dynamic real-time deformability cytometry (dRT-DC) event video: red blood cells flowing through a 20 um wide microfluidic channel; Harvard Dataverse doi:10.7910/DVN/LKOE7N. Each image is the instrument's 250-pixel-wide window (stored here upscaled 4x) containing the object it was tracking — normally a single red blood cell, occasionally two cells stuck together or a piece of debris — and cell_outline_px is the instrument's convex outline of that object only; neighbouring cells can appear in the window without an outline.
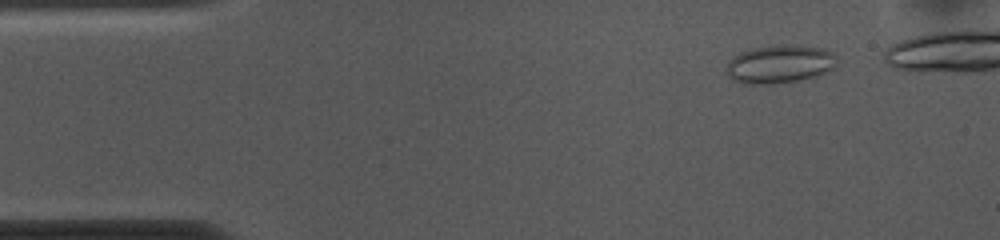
{"species": "common noctule bat (a hibernating species)", "species_latin": "Nyctalus noctula", "temperature_condition": "cold", "stored_images_in_passage": 45, "camera_frame_rate_fps": 3000, "um_per_image_px": 0.085, "animal": {"sex": "female", "body_mass_g": 10.0, "forearm_length_mm": 53.1}, "frame": {"image": 1, "passage_image": 4, "time_ms": 1.0, "image_size_px": [1000, 240], "cell_outline_px": [[836, 68], [820, 76], [796, 80], [764, 84], [744, 84], [732, 80], [724, 72], [724, 68], [728, 60], [732, 56], [740, 52], [752, 48], [780, 44], [792, 44], [824, 48], [832, 52], [836, 56]], "centroid_in_image_um": [66.25, 5.44], "position_along_channel_um": 18.7, "area_um2": 25.26}}
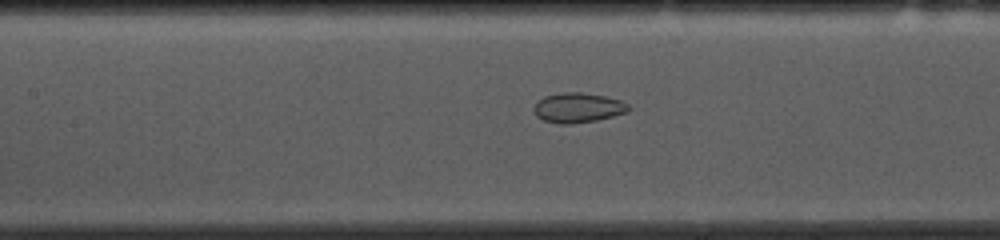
{"frame": {"image": 2, "passage_image": 21, "time_ms": 6.667, "image_size_px": [1000, 240], "cell_outline_px": [[632, 108], [628, 112], [596, 120], [572, 124], [560, 124], [544, 120], [536, 116], [532, 108], [544, 96], [560, 92], [580, 92], [604, 96], [620, 100], [628, 104]], "centroid_in_image_um": [49.13, 9.15], "position_along_channel_um": 158.3, "area_um2": 16.47}}
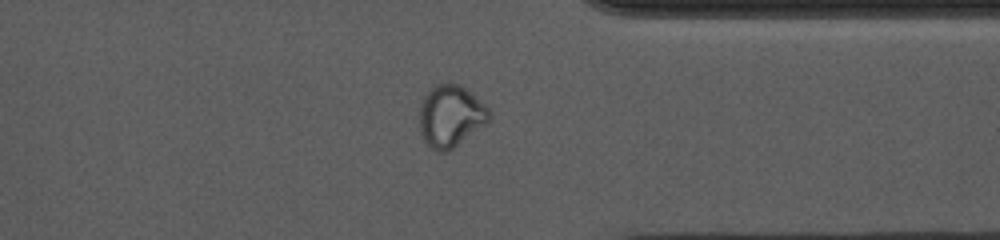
{"frame": {"image": 3, "passage_image": 39, "time_ms": 12.667, "image_size_px": [1000, 240], "cell_outline_px": [[492, 116], [484, 124], [448, 152], [436, 152], [424, 140], [420, 132], [420, 108], [424, 96], [436, 84], [460, 84], [484, 104], [488, 108]], "centroid_in_image_um": [38.29, 9.88], "position_along_channel_um": 373.1, "area_um2": 24.68}, "authors_computed_cell_mechanics": {"area_um2": 19.652, "velocity_mm_per_s": 3.6845, "shape_relaxation_time_tau1_ms": null, "shape_relaxation_time_tau2_ms": 1.3763, "deformation_change_tau1": null, "deformation_change_tau2": 0.0534}}